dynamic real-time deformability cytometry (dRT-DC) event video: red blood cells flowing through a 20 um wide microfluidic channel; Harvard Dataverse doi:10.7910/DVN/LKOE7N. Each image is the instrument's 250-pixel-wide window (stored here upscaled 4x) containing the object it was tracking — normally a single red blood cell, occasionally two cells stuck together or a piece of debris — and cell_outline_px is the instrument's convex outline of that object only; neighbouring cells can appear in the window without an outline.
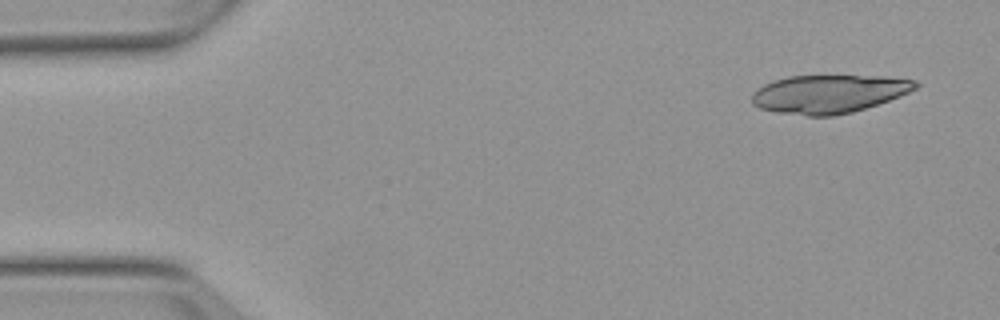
{"species": "Egyptian fruit bat (a non-hibernating species)", "species_latin": "Rousettus aegyptiacus", "temperature_condition": "warm", "stored_images_in_passage": 4, "camera_frame_rate_fps": 3000, "um_per_image_px": 0.085, "animal": {"sex": "female"}, "frame": {"image": 1, "passage_image": 1, "time_ms": 0.0, "image_size_px": [1000, 320], "cell_outline_px": [[920, 84], [916, 88], [900, 96], [852, 112], [832, 116], [808, 116], [776, 112], [760, 108], [752, 104], [752, 92], [756, 88], [764, 84], [788, 76], [884, 76], [916, 80]], "centroid_in_image_um": [70.43, 7.98], "position_along_channel_um": 14.6, "area_um2": 36.41}}